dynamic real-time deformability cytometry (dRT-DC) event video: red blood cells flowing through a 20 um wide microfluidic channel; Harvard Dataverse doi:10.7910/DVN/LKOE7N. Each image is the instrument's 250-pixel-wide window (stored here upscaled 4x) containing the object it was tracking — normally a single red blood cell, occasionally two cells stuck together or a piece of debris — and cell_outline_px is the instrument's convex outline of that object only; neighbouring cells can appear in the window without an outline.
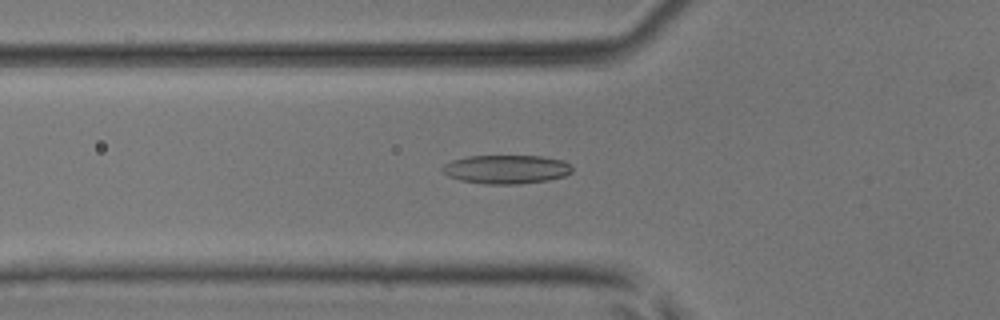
{"species": "common noctule bat (a hibernating species)", "species_latin": "Nyctalus noctula", "temperature_condition": "room temperature", "stored_images_in_passage": 50, "camera_frame_rate_fps": 3000, "um_per_image_px": 0.085, "animal": {"sex": "male", "body_mass_g": 17.9, "forearm_length_mm": 54.2}, "frame": {"image": 1, "passage_image": 18, "time_ms": 5.667, "image_size_px": [1000, 320], "cell_outline_px": [[572, 172], [564, 176], [548, 180], [520, 184], [484, 184], [460, 180], [448, 176], [440, 168], [444, 164], [452, 160], [468, 156], [544, 156], [564, 160], [572, 168]], "centroid_in_image_um": [43.03, 14.39], "position_along_channel_um": 82.8, "area_um2": 21.85}}
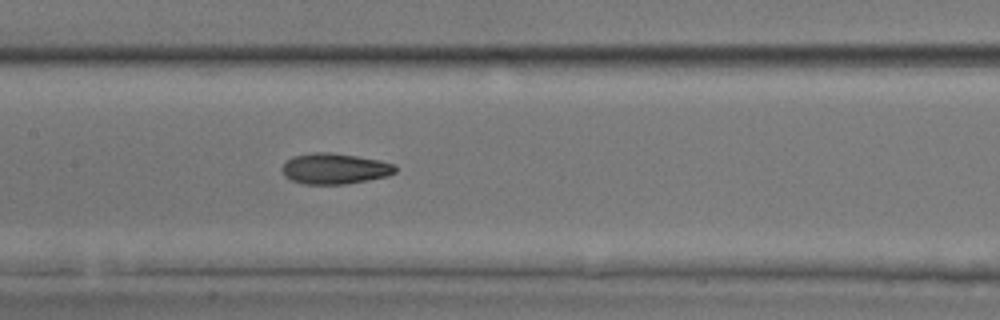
{"frame": {"image": 2, "passage_image": 25, "time_ms": 8.0, "image_size_px": [1000, 320], "cell_outline_px": [[396, 172], [388, 176], [368, 180], [344, 184], [304, 184], [292, 180], [284, 176], [280, 168], [292, 156], [312, 152], [332, 152], [380, 160], [396, 164]], "centroid_in_image_um": [28.45, 14.33], "position_along_channel_um": 178.9, "area_um2": 20.46}}
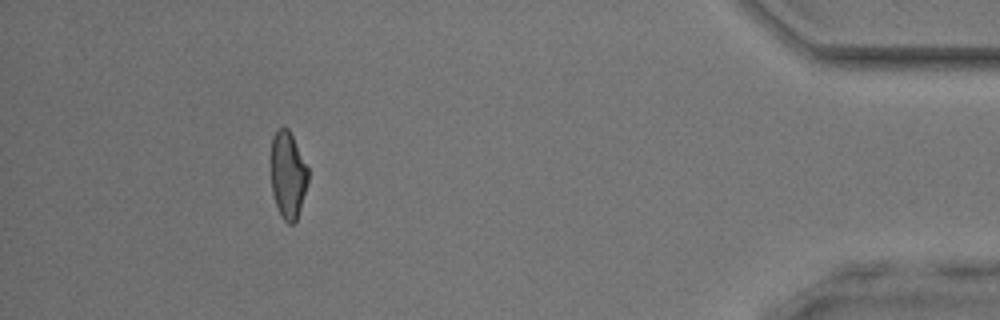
{"frame": {"image": 3, "passage_image": 46, "time_ms": 15.0, "image_size_px": [1000, 320], "cell_outline_px": [[308, 180], [300, 208], [296, 220], [292, 224], [288, 224], [280, 216], [272, 192], [272, 136], [276, 128], [288, 128], [308, 168]], "centroid_in_image_um": [24.47, 14.88], "position_along_channel_um": 410.7, "area_um2": 18.5}, "authors_computed_cell_mechanics": {"area_um2": 20.0566, "velocity_mm_per_s": 4.1071, "shape_relaxation_time_tau1_ms": 10.3688, "shape_relaxation_time_tau2_ms": 2.0393, "deformation_change_tau1": 0.2367, "deformation_change_tau2": 0.0889}}